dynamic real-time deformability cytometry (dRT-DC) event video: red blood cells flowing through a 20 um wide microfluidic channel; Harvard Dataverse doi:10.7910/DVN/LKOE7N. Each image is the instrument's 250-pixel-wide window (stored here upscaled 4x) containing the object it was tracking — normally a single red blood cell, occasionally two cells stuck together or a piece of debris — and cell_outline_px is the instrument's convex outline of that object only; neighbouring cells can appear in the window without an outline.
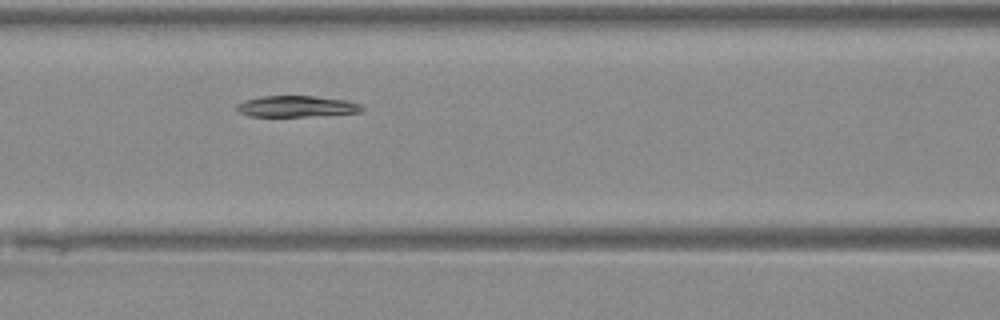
{"species": "Egyptian fruit bat (a non-hibernating species)", "species_latin": "Rousettus aegyptiacus", "temperature_condition": "warm", "stored_images_in_passage": 14, "camera_frame_rate_fps": 3000, "um_per_image_px": 0.085, "animal": {"sex": "female"}, "frame": {"image": 1, "passage_image": 8, "time_ms": 2.333, "image_size_px": [1000, 320], "cell_outline_px": [[364, 108], [360, 112], [308, 116], [248, 116], [240, 112], [236, 108], [236, 104], [244, 100], [260, 96], [316, 96], [348, 100], [360, 104]], "centroid_in_image_um": [25.19, 9.03], "position_along_channel_um": 141.4, "area_um2": 15.43}}
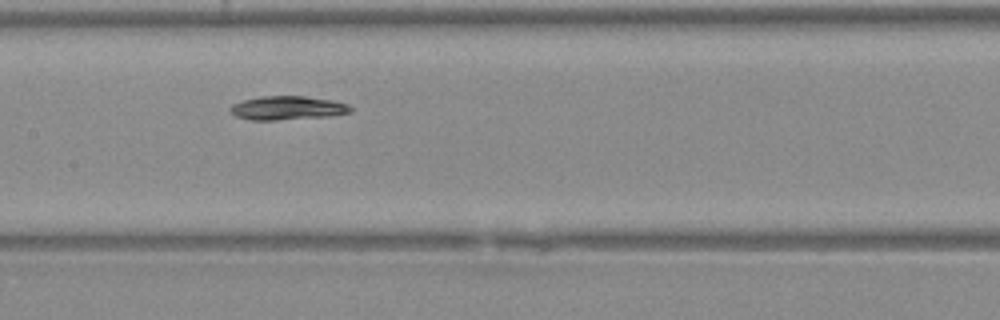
{"frame": {"image": 2, "passage_image": 11, "time_ms": 3.333, "image_size_px": [1000, 320], "cell_outline_px": [[352, 112], [332, 116], [276, 120], [252, 120], [236, 116], [228, 112], [228, 108], [232, 104], [244, 100], [260, 96], [304, 96], [332, 100], [348, 104], [352, 108]], "centroid_in_image_um": [24.42, 9.18], "position_along_channel_um": 183.0, "area_um2": 16.82}}
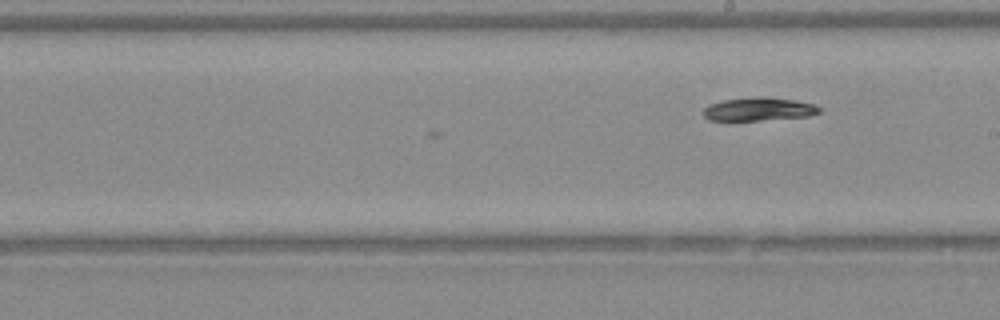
{"frame": {"image": 3, "passage_image": 14, "time_ms": 4.333, "image_size_px": [1000, 320], "cell_outline_px": [[820, 112], [812, 116], [760, 120], [708, 120], [700, 112], [708, 104], [724, 100], [756, 96], [768, 96], [796, 100], [816, 104], [820, 108]], "centroid_in_image_um": [64.5, 9.26], "position_along_channel_um": 224.5, "area_um2": 16.07}}